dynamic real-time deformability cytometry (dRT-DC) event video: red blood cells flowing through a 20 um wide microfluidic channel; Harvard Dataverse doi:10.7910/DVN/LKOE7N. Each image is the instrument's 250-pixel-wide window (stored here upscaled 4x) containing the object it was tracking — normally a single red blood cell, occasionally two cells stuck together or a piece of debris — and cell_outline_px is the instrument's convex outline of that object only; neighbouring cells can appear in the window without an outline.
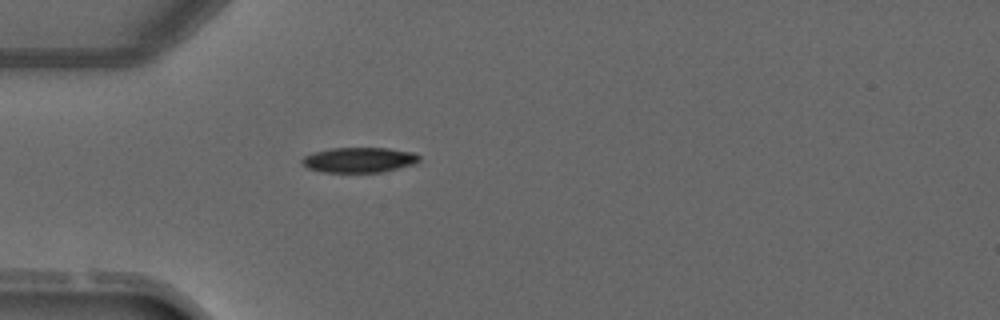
{"species": "common noctule bat (a hibernating species)", "species_latin": "Nyctalus noctula", "temperature_condition": "warm", "stored_images_in_passage": 3, "camera_frame_rate_fps": 3000, "um_per_image_px": 0.085, "animal": {"sex": "male", "forearm_length_mm": 52.5}, "frame": {"image": 1, "passage_image": 3, "time_ms": 2.333, "image_size_px": [1000, 320], "cell_outline_px": [[420, 160], [416, 164], [384, 172], [320, 172], [308, 168], [300, 160], [304, 156], [316, 152], [332, 148], [388, 148], [416, 152], [420, 156]], "centroid_in_image_um": [30.59, 13.59], "position_along_channel_um": 54.4, "area_um2": 17.34}}